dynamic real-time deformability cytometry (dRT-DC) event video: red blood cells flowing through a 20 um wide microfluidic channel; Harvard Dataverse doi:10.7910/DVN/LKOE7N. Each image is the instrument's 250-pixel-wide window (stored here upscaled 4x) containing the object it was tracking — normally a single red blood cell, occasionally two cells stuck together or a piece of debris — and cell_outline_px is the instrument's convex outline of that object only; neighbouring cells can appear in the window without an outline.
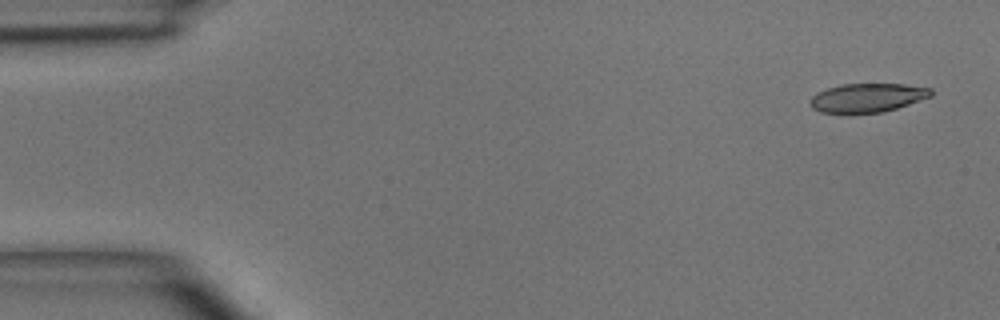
{"species": "common noctule bat (a hibernating species)", "species_latin": "Nyctalus noctula", "temperature_condition": "room temperature", "stored_images_in_passage": 4, "camera_frame_rate_fps": 3000, "um_per_image_px": 0.085, "animal": {"sex": "male", "body_mass_g": 15.6}, "frame": {"image": 1, "passage_image": 1, "time_ms": 0.0, "image_size_px": [1000, 320], "cell_outline_px": [[932, 96], [884, 112], [820, 112], [812, 108], [808, 104], [808, 100], [816, 92], [840, 84], [904, 84], [932, 88]], "centroid_in_image_um": [73.7, 8.29], "position_along_channel_um": 11.3, "area_um2": 20.23}}
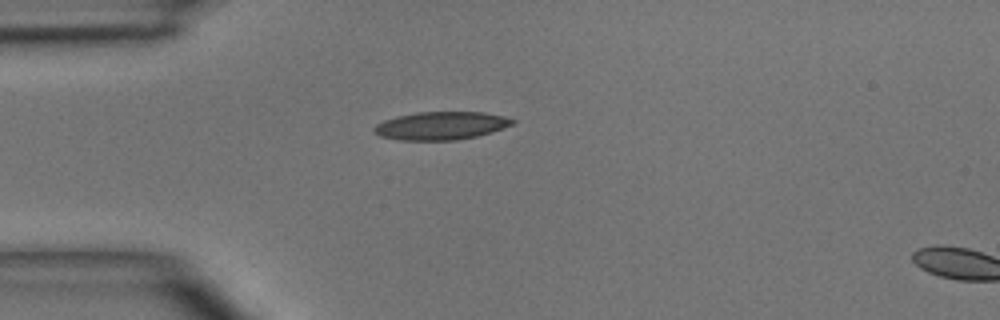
{"frame": {"image": 2, "passage_image": 3, "time_ms": 3.333, "image_size_px": [1000, 320], "cell_outline_px": [[516, 120], [512, 124], [492, 132], [476, 136], [456, 140], [400, 140], [380, 136], [372, 128], [376, 124], [384, 120], [396, 116], [416, 112], [484, 112], [504, 116]], "centroid_in_image_um": [37.47, 10.68], "position_along_channel_um": 47.5, "area_um2": 22.54}}